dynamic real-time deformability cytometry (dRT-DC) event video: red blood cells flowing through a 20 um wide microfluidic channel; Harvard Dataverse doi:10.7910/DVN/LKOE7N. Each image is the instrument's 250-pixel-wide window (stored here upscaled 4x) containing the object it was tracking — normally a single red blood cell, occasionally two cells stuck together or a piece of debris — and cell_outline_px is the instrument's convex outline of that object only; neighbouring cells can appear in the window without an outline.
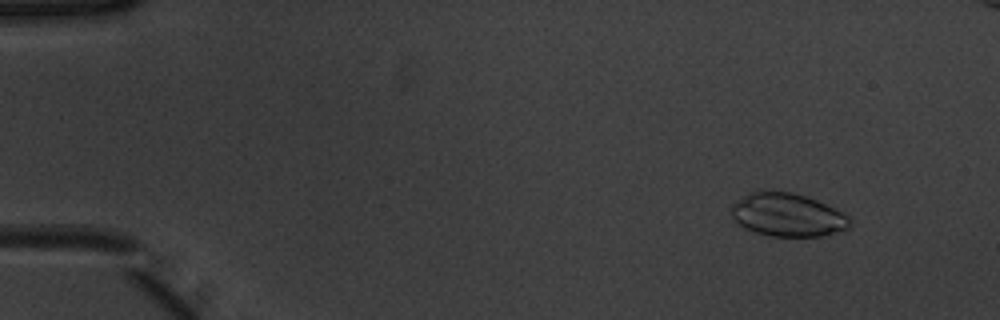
{"species": "common noctule bat (a hibernating species)", "species_latin": "Nyctalus noctula", "temperature_condition": "warm", "stored_images_in_passage": 54, "segment_of_instrument_passage": [1, 2], "camera_frame_rate_fps": 3000, "um_per_image_px": 0.085, "animal": {"sex": "male", "body_mass_g": 20.1, "forearm_length_mm": 53.5}, "frame": {"image": 1, "passage_image": 6, "time_ms": 1.667, "image_size_px": [1000, 320], "cell_outline_px": [[852, 224], [844, 232], [820, 236], [768, 236], [744, 228], [732, 216], [732, 204], [736, 200], [748, 192], [792, 192], [816, 200], [848, 216], [852, 220]], "centroid_in_image_um": [66.96, 18.29], "position_along_channel_um": 18.0, "area_um2": 29.65}}
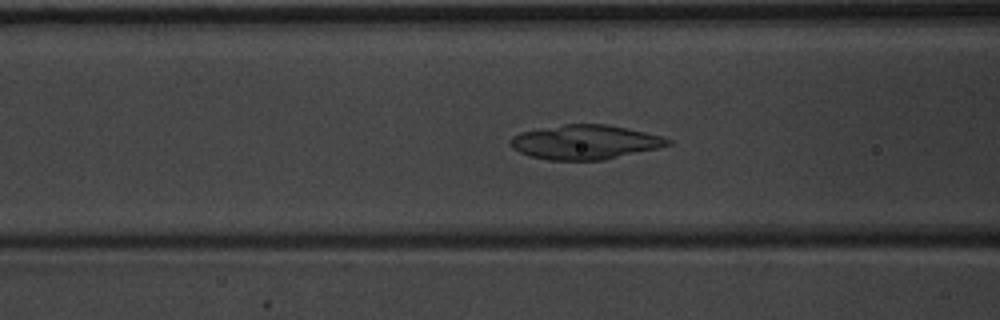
{"frame": {"image": 2, "passage_image": 22, "time_ms": 7.0, "image_size_px": [1000, 320], "cell_outline_px": [[672, 144], [656, 148], [604, 160], [548, 160], [528, 156], [512, 148], [508, 144], [512, 136], [520, 132], [564, 124], [608, 124], [628, 128], [660, 136], [672, 140]], "centroid_in_image_um": [49.69, 12.08], "position_along_channel_um": 116.9, "area_um2": 31.5}}
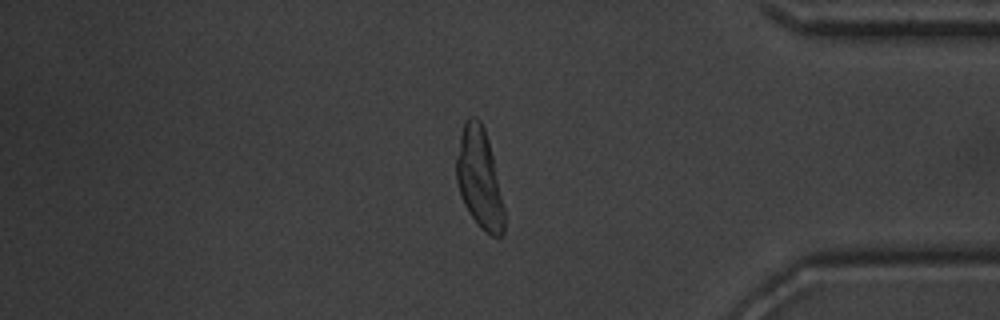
{"frame": {"image": 3, "passage_image": 45, "time_ms": 14.667, "image_size_px": [1000, 320], "cell_outline_px": [[504, 232], [500, 236], [492, 236], [480, 228], [468, 212], [460, 196], [456, 180], [456, 156], [460, 136], [464, 124], [472, 116], [476, 116], [480, 120], [484, 128], [488, 140], [504, 204]], "centroid_in_image_um": [40.74, 15.2], "position_along_channel_um": 394.5, "area_um2": 27.8}}